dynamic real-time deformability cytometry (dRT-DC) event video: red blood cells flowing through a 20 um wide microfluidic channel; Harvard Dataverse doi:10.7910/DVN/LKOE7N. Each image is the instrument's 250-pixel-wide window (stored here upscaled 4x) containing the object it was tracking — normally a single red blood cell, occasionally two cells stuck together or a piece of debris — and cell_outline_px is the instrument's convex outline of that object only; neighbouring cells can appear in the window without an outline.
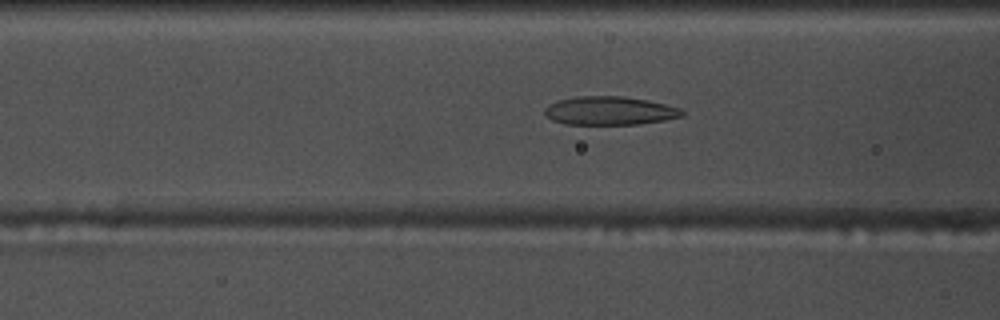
{"species": "common noctule bat (a hibernating species)", "species_latin": "Nyctalus noctula", "temperature_condition": "warm", "stored_images_in_passage": 40, "camera_frame_rate_fps": 3000, "um_per_image_px": 0.085, "animal": {"sex": "male", "body_mass_g": 17.5, "forearm_length_mm": 52.3}, "frame": {"image": 1, "passage_image": 6, "time_ms": 1.667, "image_size_px": [1000, 320], "cell_outline_px": [[684, 116], [664, 120], [636, 124], [564, 124], [552, 120], [544, 116], [544, 108], [548, 104], [556, 100], [576, 96], [620, 96], [648, 100], [680, 108], [684, 112]], "centroid_in_image_um": [51.76, 9.41], "position_along_channel_um": 114.8, "area_um2": 22.95}}
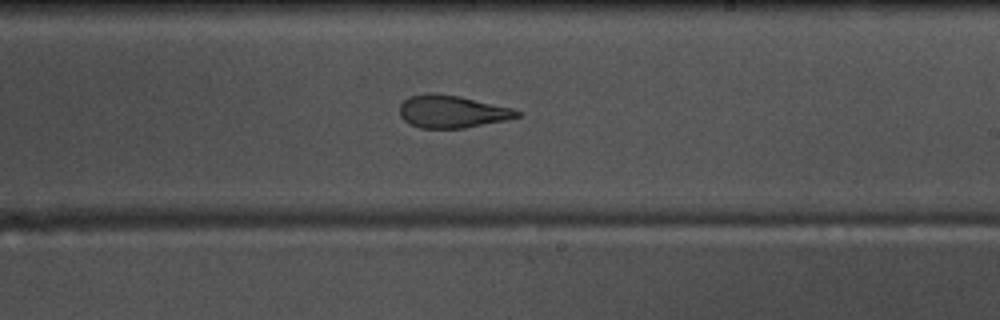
{"frame": {"image": 2, "passage_image": 17, "time_ms": 5.333, "image_size_px": [1000, 320], "cell_outline_px": [[524, 116], [464, 128], [420, 128], [408, 124], [400, 116], [400, 104], [408, 96], [428, 92], [432, 92], [460, 96], [512, 108], [520, 112]], "centroid_in_image_um": [38.39, 9.47], "position_along_channel_um": 250.6, "area_um2": 22.43}}
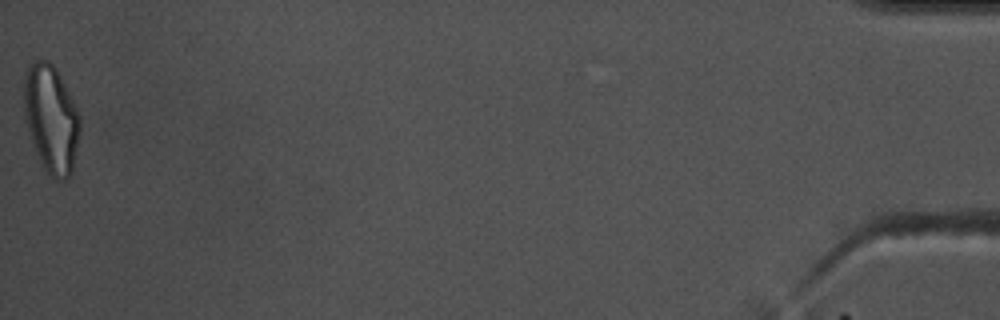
{"frame": {"image": 3, "passage_image": 40, "time_ms": 13.0, "image_size_px": [1000, 320], "cell_outline_px": [[80, 132], [72, 172], [64, 180], [56, 180], [44, 168], [36, 152], [24, 116], [24, 76], [28, 64], [36, 60], [48, 60], [56, 68], [80, 116]], "centroid_in_image_um": [4.34, 10.08], "position_along_channel_um": 430.9, "area_um2": 34.85}, "authors_computed_cell_mechanics": {"area_um2": 23.0911, "velocity_mm_per_s": 3.7118, "shape_relaxation_time_tau1_ms": 7.6189, "shape_relaxation_time_tau2_ms": 2.1764, "deformation_change_tau1": 0.2182, "deformation_change_tau2": 0.0965}}